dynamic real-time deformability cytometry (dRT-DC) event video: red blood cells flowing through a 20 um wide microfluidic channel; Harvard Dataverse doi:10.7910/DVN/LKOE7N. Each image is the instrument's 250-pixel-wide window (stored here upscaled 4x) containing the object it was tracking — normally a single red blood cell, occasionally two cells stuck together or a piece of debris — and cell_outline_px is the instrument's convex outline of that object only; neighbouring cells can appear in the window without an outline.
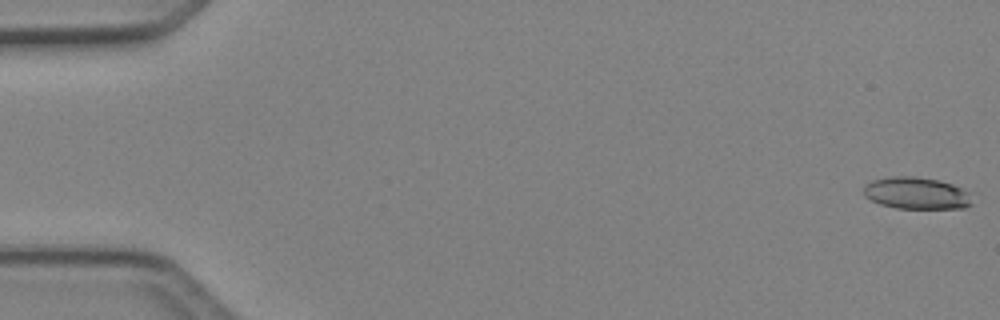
{"species": "Egyptian fruit bat (a non-hibernating species)", "species_latin": "Rousettus aegyptiacus", "temperature_condition": "cold", "stored_images_in_passage": 49, "camera_frame_rate_fps": 3000, "um_per_image_px": 0.085, "animal": {"sex": "female"}, "frame": {"image": 1, "passage_image": 1, "time_ms": 0.0, "image_size_px": [1000, 320], "cell_outline_px": [[972, 204], [964, 208], [896, 208], [880, 204], [864, 196], [864, 188], [872, 180], [888, 176], [912, 176], [936, 180], [952, 184], [968, 192]], "centroid_in_image_um": [77.87, 16.42], "position_along_channel_um": 7.1, "area_um2": 19.94}}
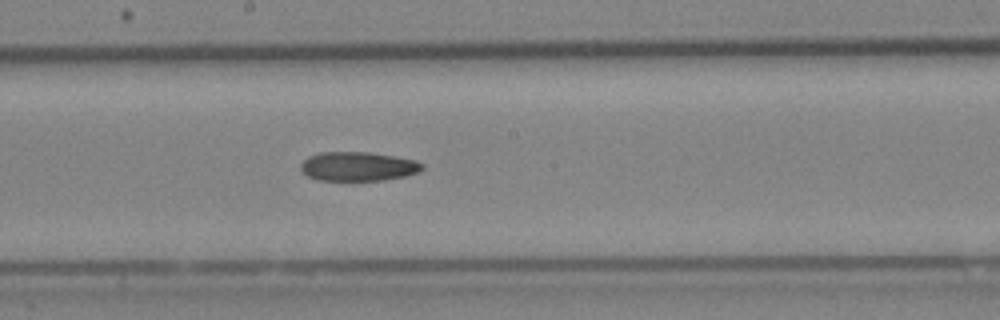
{"frame": {"image": 2, "passage_image": 27, "time_ms": 8.667, "image_size_px": [1000, 320], "cell_outline_px": [[424, 168], [420, 172], [404, 176], [384, 180], [316, 180], [308, 176], [300, 168], [300, 164], [308, 156], [320, 152], [368, 152], [416, 160], [424, 164]], "centroid_in_image_um": [30.44, 14.14], "position_along_channel_um": 217.8, "area_um2": 20.63}}
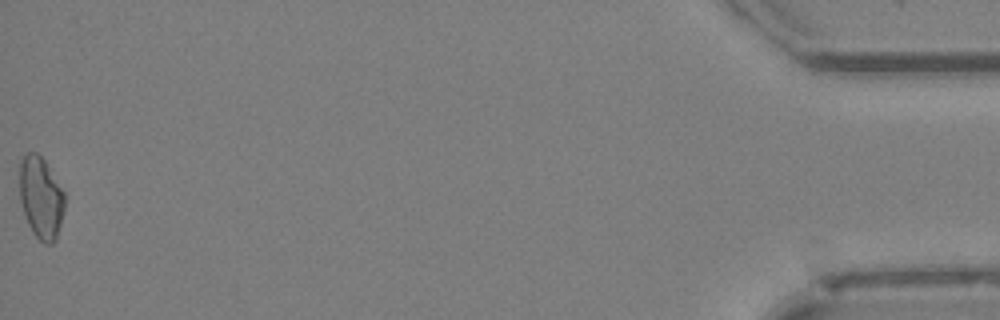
{"frame": {"image": 3, "passage_image": 49, "time_ms": 16.0, "image_size_px": [1000, 320], "cell_outline_px": [[64, 208], [56, 240], [52, 244], [44, 244], [32, 232], [28, 224], [20, 200], [20, 160], [28, 152], [36, 152], [44, 160], [64, 192]], "centroid_in_image_um": [3.47, 16.82], "position_along_channel_um": 431.7, "area_um2": 21.27}, "authors_computed_cell_mechanics": {"area_um2": 20.9236, "velocity_mm_per_s": 4.2398, "shape_relaxation_time_tau1_ms": null, "shape_relaxation_time_tau2_ms": 10.667, "deformation_change_tau1": null, "deformation_change_tau2": 0.2355}}